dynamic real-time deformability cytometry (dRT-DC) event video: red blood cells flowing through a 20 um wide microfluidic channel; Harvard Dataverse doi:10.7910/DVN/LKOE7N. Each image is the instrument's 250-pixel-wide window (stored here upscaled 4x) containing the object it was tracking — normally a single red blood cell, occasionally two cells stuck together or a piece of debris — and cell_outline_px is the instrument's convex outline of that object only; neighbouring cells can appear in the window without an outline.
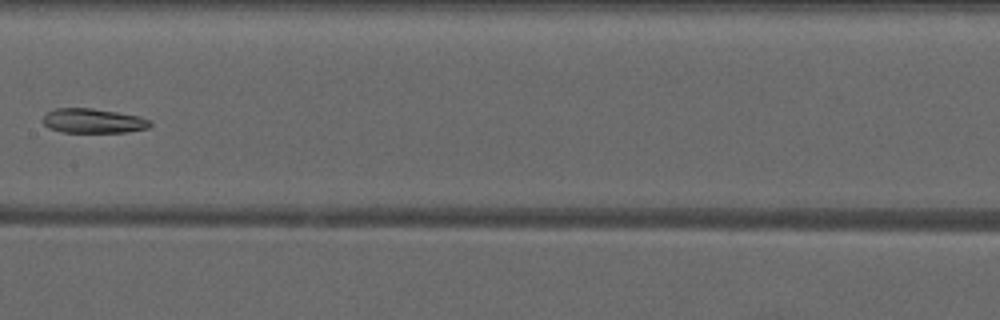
{"species": "common noctule bat (a hibernating species)", "species_latin": "Nyctalus noctula", "temperature_condition": "warm", "stored_images_in_passage": 8, "camera_frame_rate_fps": 3000, "um_per_image_px": 0.085, "animal": {"sex": "male", "forearm_length_mm": 52.5}, "frame": {"image": 1, "passage_image": 8, "time_ms": 8.333, "image_size_px": [1000, 320], "cell_outline_px": [[152, 124], [148, 128], [128, 132], [60, 132], [48, 128], [44, 124], [44, 116], [48, 112], [56, 108], [92, 108], [140, 116], [152, 120]], "centroid_in_image_um": [7.95, 10.28], "position_along_channel_um": 199.4, "area_um2": 15.37}}